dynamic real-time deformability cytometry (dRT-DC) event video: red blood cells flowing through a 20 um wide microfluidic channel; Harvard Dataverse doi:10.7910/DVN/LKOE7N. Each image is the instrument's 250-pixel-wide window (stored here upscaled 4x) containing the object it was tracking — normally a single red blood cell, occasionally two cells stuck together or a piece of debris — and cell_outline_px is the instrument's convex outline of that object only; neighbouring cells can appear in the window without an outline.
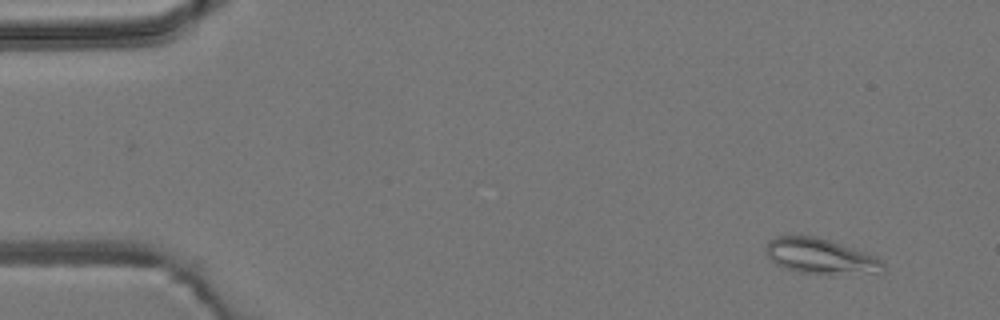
{"species": "common noctule bat (a hibernating species)", "species_latin": "Nyctalus noctula", "temperature_condition": "room temperature", "stored_images_in_passage": 8, "camera_frame_rate_fps": 3000, "um_per_image_px": 0.085, "animal": {"sex": "male", "body_mass_g": 19.2, "forearm_length_mm": 51.8}, "frame": {"image": 1, "passage_image": 8, "time_ms": 8.333, "image_size_px": [1000, 320], "cell_outline_px": [[888, 268], [884, 272], [828, 276], [796, 272], [784, 268], [776, 264], [768, 256], [768, 240], [776, 236], [816, 236], [876, 256], [884, 260]], "centroid_in_image_um": [69.83, 21.83], "position_along_channel_um": 15.2, "area_um2": 24.68}}